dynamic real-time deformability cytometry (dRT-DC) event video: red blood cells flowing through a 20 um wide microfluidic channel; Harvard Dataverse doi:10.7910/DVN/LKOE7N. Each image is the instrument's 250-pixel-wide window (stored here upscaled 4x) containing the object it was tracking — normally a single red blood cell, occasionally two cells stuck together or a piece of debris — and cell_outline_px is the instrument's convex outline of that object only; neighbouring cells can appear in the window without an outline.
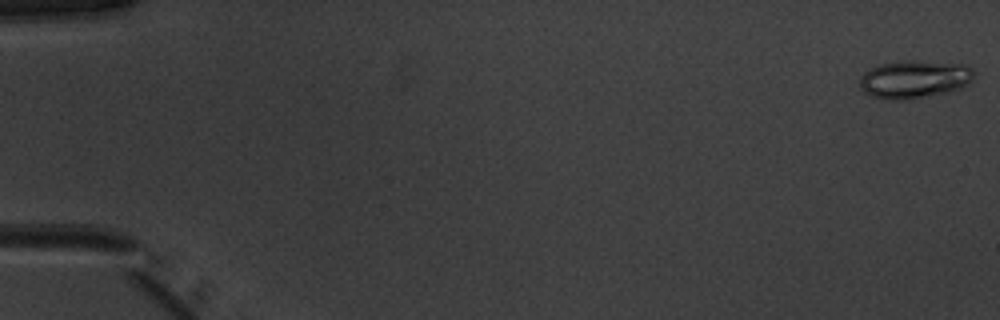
{"species": "common noctule bat (a hibernating species)", "species_latin": "Nyctalus noctula", "temperature_condition": "warm", "stored_images_in_passage": 51, "camera_frame_rate_fps": 3000, "um_per_image_px": 0.085, "animal": {"sex": "male", "body_mass_g": 20.1, "forearm_length_mm": 53.5}, "frame": {"image": 1, "passage_image": 1, "time_ms": 0.0, "image_size_px": [1000, 320], "cell_outline_px": [[976, 72], [972, 80], [968, 84], [960, 88], [948, 92], [908, 100], [888, 100], [872, 96], [864, 92], [860, 88], [860, 76], [864, 72], [880, 64], [904, 60], [916, 60], [964, 64], [972, 68]], "centroid_in_image_um": [77.74, 6.73], "position_along_channel_um": 7.3, "area_um2": 25.61}}
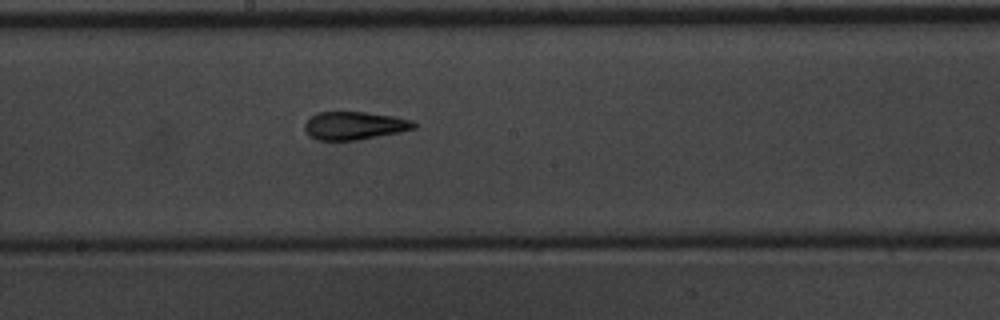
{"frame": {"image": 2, "passage_image": 29, "time_ms": 9.333, "image_size_px": [1000, 320], "cell_outline_px": [[416, 128], [400, 132], [356, 140], [316, 140], [308, 136], [304, 128], [304, 124], [316, 112], [364, 112], [392, 116], [412, 120], [416, 124]], "centroid_in_image_um": [30.1, 10.68], "position_along_channel_um": 218.1, "area_um2": 17.8}}
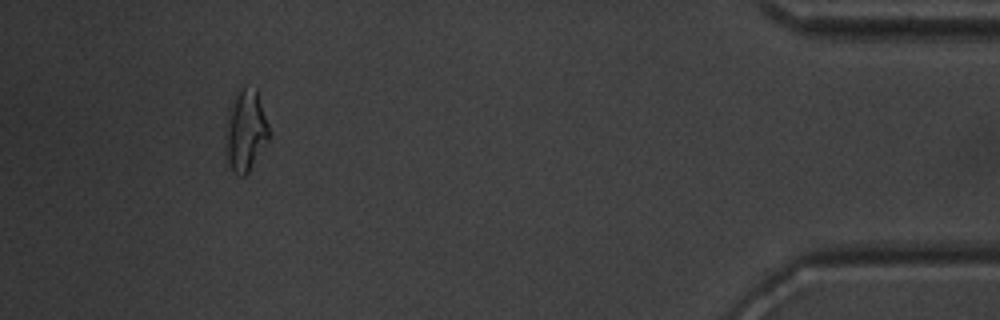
{"frame": {"image": 3, "passage_image": 48, "time_ms": 15.667, "image_size_px": [1000, 320], "cell_outline_px": [[268, 140], [248, 172], [244, 176], [236, 176], [232, 172], [224, 148], [224, 144], [228, 108], [236, 88], [244, 84], [256, 88], [268, 124]], "centroid_in_image_um": [20.82, 11.04], "position_along_channel_um": 414.4, "area_um2": 21.1}, "authors_computed_cell_mechanics": {"area_um2": 18.6116, "velocity_mm_per_s": 4.0082, "shape_relaxation_time_tau1_ms": 4.5129, "shape_relaxation_time_tau2_ms": 1.2715, "deformation_change_tau1": 0.2092, "deformation_change_tau2": 0.0959}}